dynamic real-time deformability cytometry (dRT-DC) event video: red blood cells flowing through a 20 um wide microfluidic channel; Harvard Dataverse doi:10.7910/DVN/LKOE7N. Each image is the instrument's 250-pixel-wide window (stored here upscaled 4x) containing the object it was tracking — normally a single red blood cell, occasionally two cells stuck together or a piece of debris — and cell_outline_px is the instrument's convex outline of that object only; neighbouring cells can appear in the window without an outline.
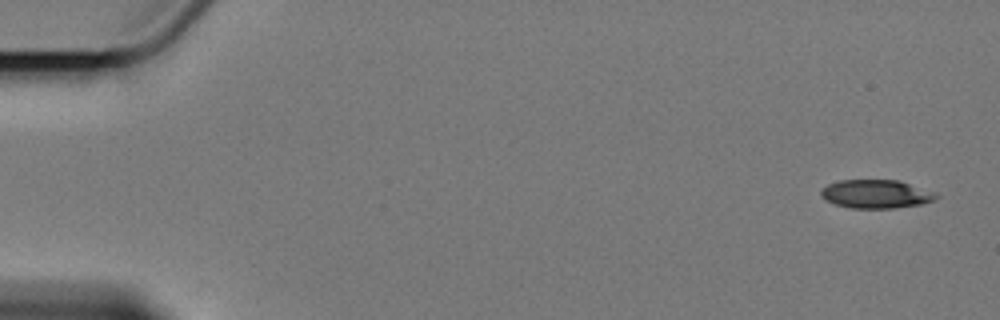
{"species": "Egyptian fruit bat (a non-hibernating species)", "species_latin": "Rousettus aegyptiacus", "temperature_condition": "cold", "stored_images_in_passage": 6, "camera_frame_rate_fps": 3000, "um_per_image_px": 0.085, "animal": {"sex": "female"}, "frame": {"image": 1, "passage_image": 1, "time_ms": 0.0, "image_size_px": [1000, 320], "cell_outline_px": [[940, 196], [932, 200], [920, 204], [892, 208], [848, 208], [824, 200], [820, 196], [820, 192], [828, 184], [840, 180], [900, 180], [936, 192]], "centroid_in_image_um": [74.46, 16.48], "position_along_channel_um": 10.5, "area_um2": 19.19}}
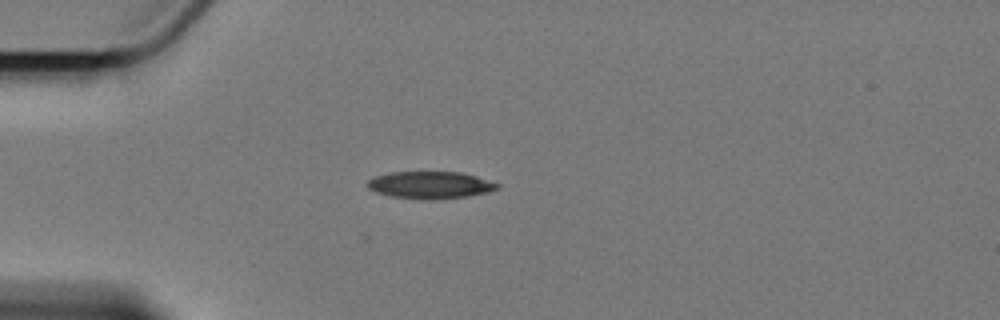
{"frame": {"image": 2, "passage_image": 5, "time_ms": 4.667, "image_size_px": [1000, 320], "cell_outline_px": [[500, 188], [488, 192], [468, 196], [436, 200], [420, 200], [392, 196], [376, 192], [368, 188], [368, 180], [376, 176], [388, 172], [460, 172], [476, 176], [500, 184]], "centroid_in_image_um": [36.59, 15.73], "position_along_channel_um": 48.4, "area_um2": 20.69}}